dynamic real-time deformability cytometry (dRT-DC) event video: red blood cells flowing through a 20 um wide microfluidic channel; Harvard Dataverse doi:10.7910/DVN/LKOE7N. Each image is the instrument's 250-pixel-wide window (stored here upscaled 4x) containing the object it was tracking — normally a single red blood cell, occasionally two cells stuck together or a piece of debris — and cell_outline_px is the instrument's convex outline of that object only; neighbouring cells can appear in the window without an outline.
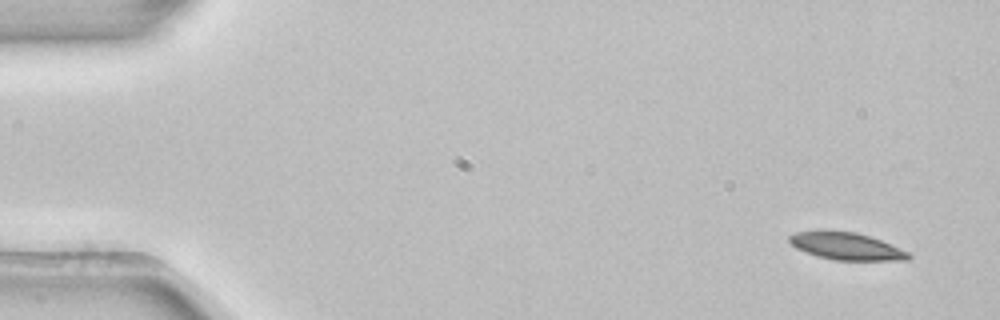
{"species": "common noctule bat (a hibernating species)", "species_latin": "Nyctalus noctula", "temperature_condition": "room temperature", "stored_images_in_passage": 4, "camera_frame_rate_fps": 3000, "um_per_image_px": 0.085, "animal": {"sex": "female", "body_mass_g": 22.7, "forearm_length_mm": 54.2}, "frame": {"image": 1, "passage_image": 1, "time_ms": 0.0, "image_size_px": [1000, 320], "cell_outline_px": [[912, 256], [908, 260], [836, 260], [816, 256], [804, 252], [796, 248], [788, 240], [788, 236], [796, 232], [820, 228], [824, 228], [856, 232], [880, 240], [912, 252]], "centroid_in_image_um": [71.9, 20.89], "position_along_channel_um": 13.1, "area_um2": 19.59}}
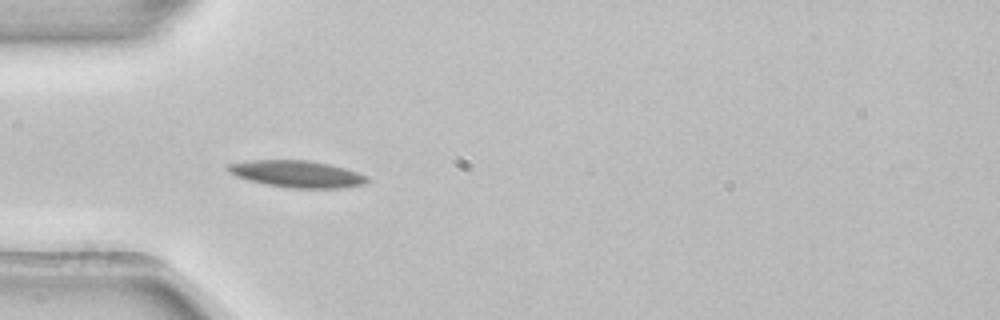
{"frame": {"image": 2, "passage_image": 4, "time_ms": 1.0, "image_size_px": [1000, 320], "cell_outline_px": [[372, 180], [364, 184], [344, 188], [288, 188], [264, 184], [248, 180], [236, 176], [228, 172], [224, 168], [228, 164], [248, 160], [308, 160], [328, 164], [344, 168], [368, 176]], "centroid_in_image_um": [25.23, 14.79], "position_along_channel_um": 59.8, "area_um2": 22.02}}